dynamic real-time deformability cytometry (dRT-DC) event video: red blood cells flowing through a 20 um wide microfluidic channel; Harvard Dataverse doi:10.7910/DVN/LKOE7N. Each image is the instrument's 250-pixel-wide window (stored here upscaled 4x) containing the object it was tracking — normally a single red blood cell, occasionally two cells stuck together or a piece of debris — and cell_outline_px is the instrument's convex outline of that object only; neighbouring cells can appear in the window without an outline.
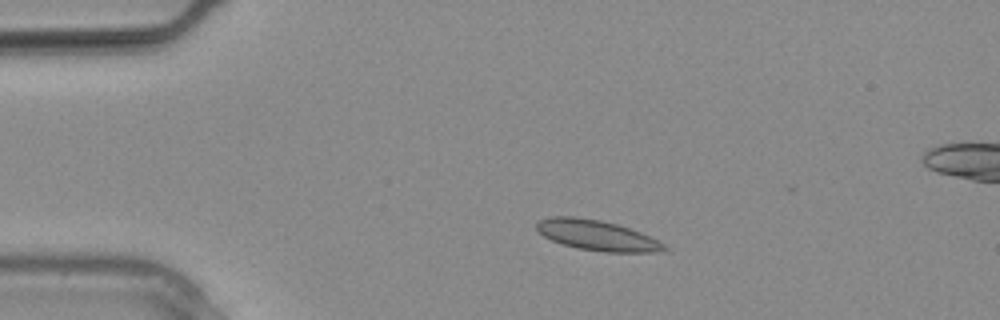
{"species": "common noctule bat (a hibernating species)", "species_latin": "Nyctalus noctula", "temperature_condition": "warm", "stored_images_in_passage": 7, "camera_frame_rate_fps": 3000, "um_per_image_px": 0.085, "animal": {"sex": "male", "body_mass_g": 20.4}, "frame": {"image": 1, "passage_image": 3, "time_ms": 0.667, "image_size_px": [1000, 320], "cell_outline_px": [[668, 248], [656, 252], [604, 252], [576, 248], [552, 240], [544, 236], [536, 228], [536, 220], [552, 216], [576, 216], [600, 220], [616, 224], [640, 232], [664, 244]], "centroid_in_image_um": [50.69, 19.99], "position_along_channel_um": 34.3, "area_um2": 22.37}}